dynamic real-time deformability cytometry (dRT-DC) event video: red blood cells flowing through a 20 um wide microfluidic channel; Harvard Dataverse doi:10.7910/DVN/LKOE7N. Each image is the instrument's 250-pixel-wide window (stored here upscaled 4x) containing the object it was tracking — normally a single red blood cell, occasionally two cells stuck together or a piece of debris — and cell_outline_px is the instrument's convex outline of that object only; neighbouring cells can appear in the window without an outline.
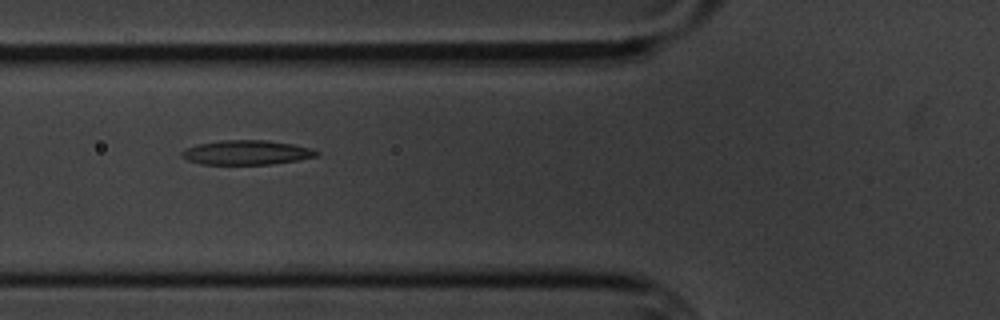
{"species": "common noctule bat (a hibernating species)", "species_latin": "Nyctalus noctula", "temperature_condition": "cold", "stored_images_in_passage": 9, "camera_frame_rate_fps": 3000, "um_per_image_px": 0.085, "animal": {"sex": "male", "body_mass_g": 20.1, "forearm_length_mm": 53.5}, "frame": {"image": 1, "passage_image": 6, "time_ms": 6.0, "image_size_px": [1000, 320], "cell_outline_px": [[320, 152], [316, 156], [296, 160], [272, 164], [200, 164], [188, 160], [180, 156], [180, 152], [184, 148], [196, 144], [220, 140], [268, 140], [292, 144], [312, 148]], "centroid_in_image_um": [20.91, 12.95], "position_along_channel_um": 104.9, "area_um2": 19.31}}
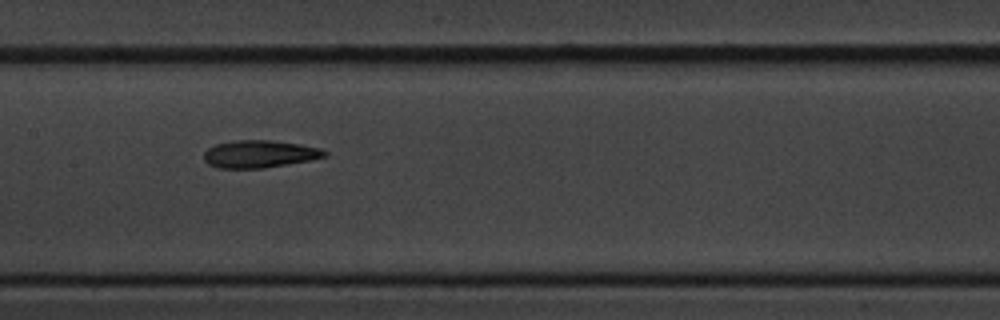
{"frame": {"image": 2, "passage_image": 8, "time_ms": 8.333, "image_size_px": [1000, 320], "cell_outline_px": [[328, 156], [312, 160], [264, 168], [216, 168], [208, 164], [204, 160], [204, 152], [208, 148], [216, 144], [236, 140], [272, 140], [300, 144], [320, 148], [328, 152]], "centroid_in_image_um": [22.08, 13.09], "position_along_channel_um": 185.3, "area_um2": 19.48}}
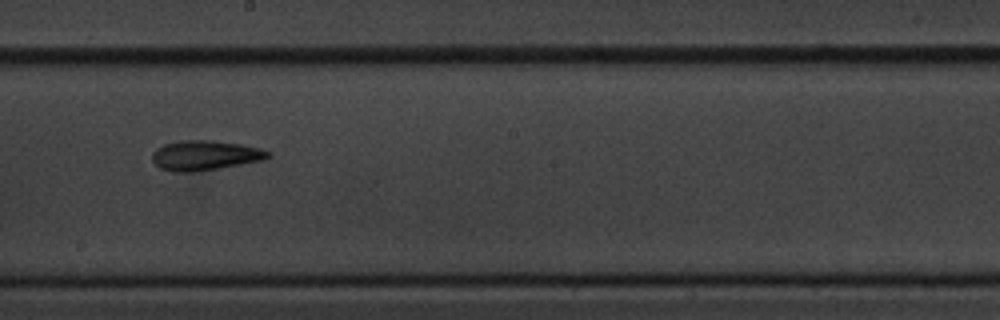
{"frame": {"image": 3, "passage_image": 9, "time_ms": 9.667, "image_size_px": [1000, 320], "cell_outline_px": [[272, 156], [264, 160], [192, 172], [172, 172], [160, 168], [152, 160], [152, 152], [156, 148], [164, 144], [180, 140], [212, 140], [240, 144], [260, 148], [272, 152]], "centroid_in_image_um": [17.42, 13.2], "position_along_channel_um": 230.8, "area_um2": 20.17}}